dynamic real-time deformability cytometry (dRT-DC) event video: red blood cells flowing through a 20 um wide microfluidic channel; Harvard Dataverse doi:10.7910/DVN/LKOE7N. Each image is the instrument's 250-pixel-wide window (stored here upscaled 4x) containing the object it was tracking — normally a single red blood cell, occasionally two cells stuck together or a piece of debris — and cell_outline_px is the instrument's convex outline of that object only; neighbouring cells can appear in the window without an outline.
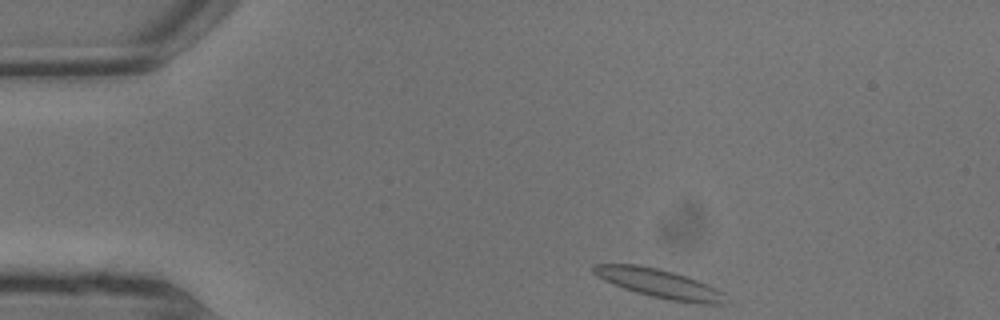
{"species": "common noctule bat (a hibernating species)", "species_latin": "Nyctalus noctula", "temperature_condition": "warm", "stored_images_in_passage": 6, "camera_frame_rate_fps": 3000, "um_per_image_px": 0.085, "animal": {"sex": "male", "body_mass_g": 13.3}, "frame": {"image": 1, "passage_image": 1, "time_ms": 0.0, "image_size_px": [1000, 320], "cell_outline_px": [[724, 304], [696, 304], [672, 300], [652, 296], [636, 292], [624, 288], [604, 280], [592, 272], [592, 264], [636, 264], [660, 268], [708, 284], [724, 292]], "centroid_in_image_um": [56.03, 24.09], "position_along_channel_um": 29.0, "area_um2": 21.96}}
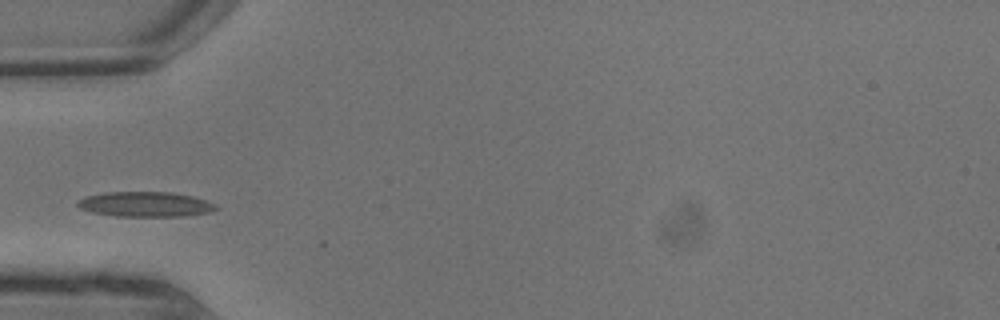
{"frame": {"image": 2, "passage_image": 4, "time_ms": 1.0, "image_size_px": [1000, 320], "cell_outline_px": [[220, 208], [212, 212], [184, 216], [116, 216], [92, 212], [80, 208], [76, 204], [76, 200], [88, 196], [104, 192], [172, 192], [192, 196], [216, 204]], "centroid_in_image_um": [12.38, 17.36], "position_along_channel_um": 72.6, "area_um2": 20.23}}
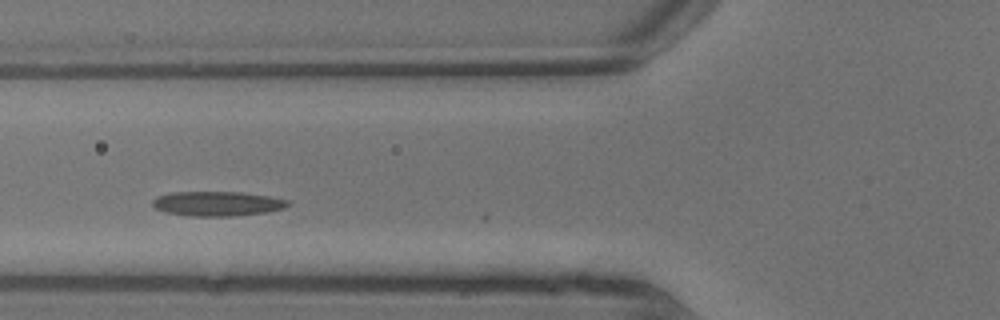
{"frame": {"image": 3, "passage_image": 5, "time_ms": 1.333, "image_size_px": [1000, 320], "cell_outline_px": [[292, 204], [284, 208], [268, 212], [236, 216], [188, 216], [164, 212], [156, 208], [152, 204], [152, 200], [156, 196], [172, 192], [240, 192], [268, 196], [288, 200]], "centroid_in_image_um": [18.47, 17.31], "position_along_channel_um": 107.3, "area_um2": 19.59}}